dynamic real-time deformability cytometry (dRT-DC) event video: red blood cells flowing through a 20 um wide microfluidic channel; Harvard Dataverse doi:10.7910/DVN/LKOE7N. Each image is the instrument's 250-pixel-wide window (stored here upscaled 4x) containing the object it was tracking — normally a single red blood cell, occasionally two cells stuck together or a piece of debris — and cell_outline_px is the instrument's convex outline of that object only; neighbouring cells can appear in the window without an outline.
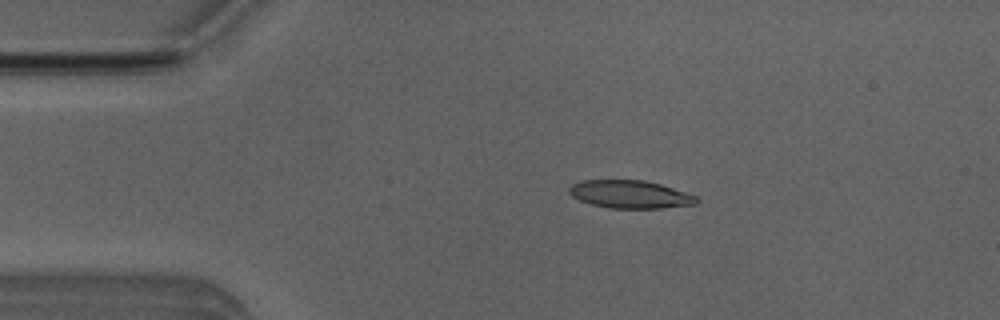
{"species": "Egyptian fruit bat (a non-hibernating species)", "species_latin": "Rousettus aegyptiacus", "temperature_condition": "room temperature", "stored_images_in_passage": 52, "camera_frame_rate_fps": 3000, "um_per_image_px": 0.085, "animal": {"sex": "male"}, "frame": {"image": 1, "passage_image": 10, "time_ms": 3.0, "image_size_px": [1000, 320], "cell_outline_px": [[700, 200], [696, 204], [660, 208], [612, 208], [592, 204], [580, 200], [572, 196], [568, 192], [568, 188], [572, 184], [580, 180], [644, 180], [660, 184], [696, 196]], "centroid_in_image_um": [53.54, 16.51], "position_along_channel_um": 31.5, "area_um2": 20.58}}
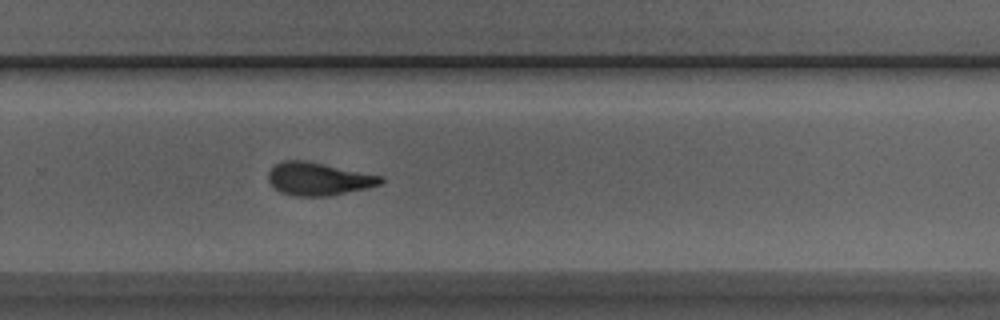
{"frame": {"image": 2, "passage_image": 34, "time_ms": 11.0, "image_size_px": [1000, 320], "cell_outline_px": [[384, 180], [380, 184], [364, 188], [328, 196], [296, 196], [280, 192], [268, 180], [268, 172], [276, 164], [284, 160], [304, 160], [384, 176]], "centroid_in_image_um": [27.06, 15.2], "position_along_channel_um": 302.7, "area_um2": 21.27}}
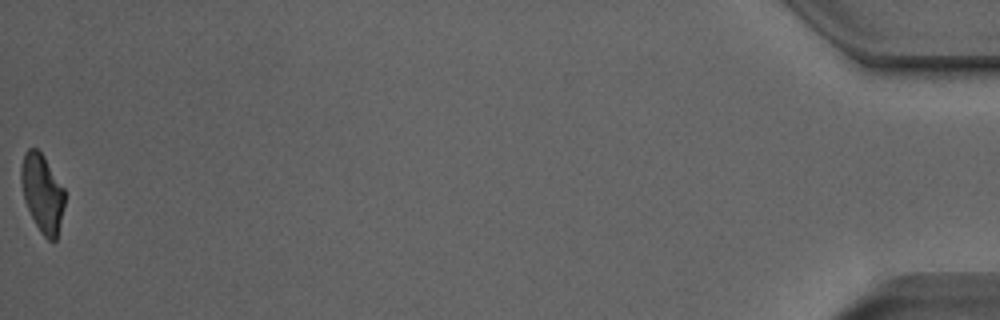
{"frame": {"image": 3, "passage_image": 52, "time_ms": 17.0, "image_size_px": [1000, 320], "cell_outline_px": [[64, 204], [56, 240], [48, 240], [40, 232], [24, 200], [20, 180], [20, 168], [24, 152], [28, 148], [36, 148], [44, 156], [64, 188]], "centroid_in_image_um": [3.57, 16.37], "position_along_channel_um": 431.6, "area_um2": 19.65}, "authors_computed_cell_mechanics": {"area_um2": 21.3571, "velocity_mm_per_s": 3.9349, "shape_relaxation_time_tau1_ms": 3.6622, "shape_relaxation_time_tau2_ms": 1.9745, "deformation_change_tau1": 0.1749, "deformation_change_tau2": 0.1075}}